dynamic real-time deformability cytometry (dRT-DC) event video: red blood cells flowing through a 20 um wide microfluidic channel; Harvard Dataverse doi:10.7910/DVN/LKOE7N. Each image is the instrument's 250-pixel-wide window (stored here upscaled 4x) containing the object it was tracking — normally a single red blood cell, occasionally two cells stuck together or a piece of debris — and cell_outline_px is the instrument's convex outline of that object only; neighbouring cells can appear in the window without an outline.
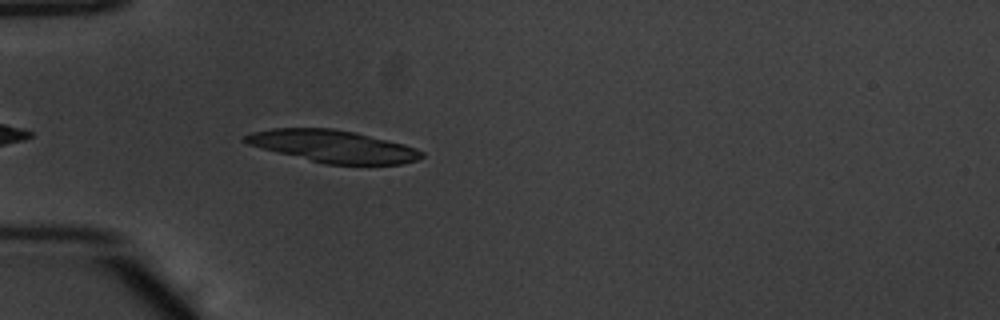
{"species": "common noctule bat (a hibernating species)", "species_latin": "Nyctalus noctula", "temperature_condition": "warm", "stored_images_in_passage": 38, "camera_frame_rate_fps": 3000, "um_per_image_px": 0.085, "animal": {"sex": "male", "body_mass_g": 20.1, "forearm_length_mm": 53.5}, "frame": {"image": 1, "passage_image": 4, "time_ms": 1.0, "image_size_px": [1000, 320], "cell_outline_px": [[424, 156], [416, 160], [400, 164], [324, 164], [248, 144], [240, 140], [244, 136], [252, 132], [272, 128], [332, 128], [356, 132], [404, 144], [416, 148], [424, 152]], "centroid_in_image_um": [28.32, 12.42], "position_along_channel_um": 56.7, "area_um2": 32.95}}